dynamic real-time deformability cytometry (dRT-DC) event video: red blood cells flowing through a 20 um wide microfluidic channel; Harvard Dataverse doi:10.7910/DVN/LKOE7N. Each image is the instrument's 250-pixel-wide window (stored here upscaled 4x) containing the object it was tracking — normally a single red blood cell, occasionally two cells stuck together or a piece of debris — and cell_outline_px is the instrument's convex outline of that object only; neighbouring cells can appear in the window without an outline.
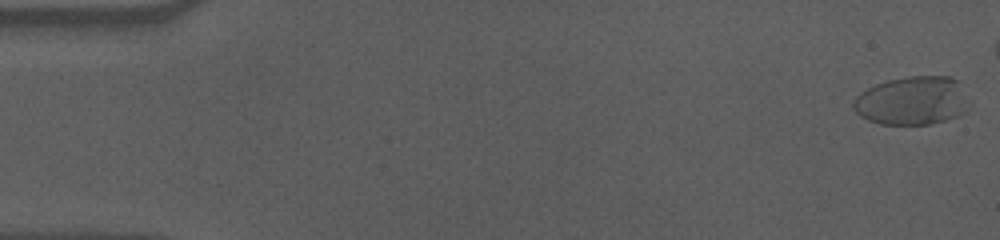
{"species": "human", "species_latin": "Homo sapiens", "temperature_condition": "cold", "stored_images_in_passage": 51, "camera_frame_rate_fps": 3000, "um_per_image_px": 0.085, "donor": {"sex": "male"}, "frame": {"image": 1, "passage_image": 1, "time_ms": 0.0, "image_size_px": [1000, 240], "cell_outline_px": [[972, 104], [968, 112], [948, 120], [928, 124], [880, 124], [868, 120], [860, 116], [852, 108], [852, 100], [860, 92], [876, 84], [888, 80], [908, 76], [948, 76], [956, 80]], "centroid_in_image_um": [77.56, 8.57], "position_along_channel_um": 7.4, "area_um2": 33.18}}
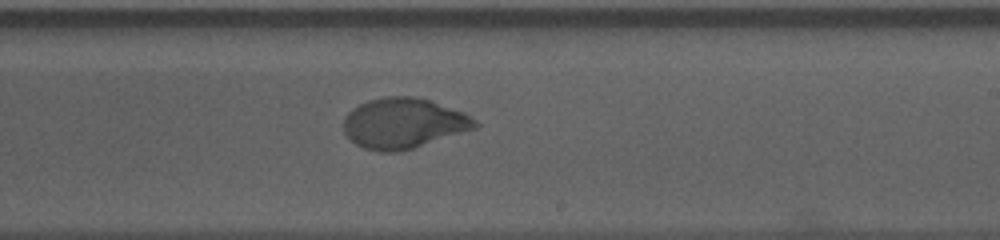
{"frame": {"image": 2, "passage_image": 35, "time_ms": 11.333, "image_size_px": [1000, 240], "cell_outline_px": [[480, 124], [476, 128], [412, 148], [396, 152], [380, 152], [364, 148], [356, 144], [344, 132], [344, 116], [352, 108], [368, 100], [388, 96], [412, 96], [428, 100], [464, 112], [476, 120]], "centroid_in_image_um": [34.28, 10.47], "position_along_channel_um": 254.7, "area_um2": 38.32}}
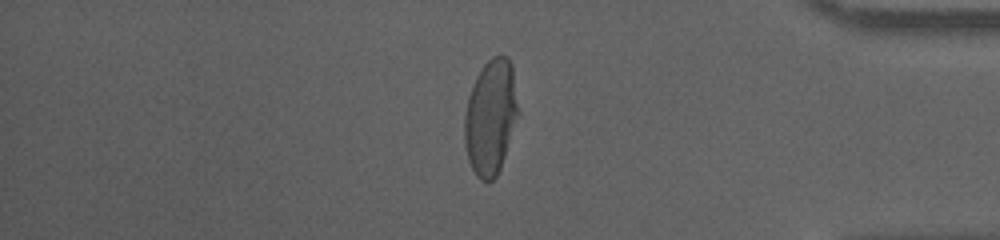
{"frame": {"image": 3, "passage_image": 49, "time_ms": 16.0, "image_size_px": [1000, 240], "cell_outline_px": [[520, 112], [500, 168], [496, 176], [488, 184], [480, 180], [476, 176], [468, 160], [464, 144], [464, 116], [468, 96], [476, 76], [484, 64], [492, 56], [508, 56], [512, 64]], "centroid_in_image_um": [41.71, 9.96], "position_along_channel_um": 393.5, "area_um2": 36.53}, "authors_computed_cell_mechanics": {"area_um2": 37.281, "velocity_mm_per_s": 3.5405, "shape_relaxation_time_tau1_ms": 6.8078, "shape_relaxation_time_tau2_ms": 0.8946, "deformation_change_tau1": 0.2361, "deformation_change_tau2": 0.0456}}